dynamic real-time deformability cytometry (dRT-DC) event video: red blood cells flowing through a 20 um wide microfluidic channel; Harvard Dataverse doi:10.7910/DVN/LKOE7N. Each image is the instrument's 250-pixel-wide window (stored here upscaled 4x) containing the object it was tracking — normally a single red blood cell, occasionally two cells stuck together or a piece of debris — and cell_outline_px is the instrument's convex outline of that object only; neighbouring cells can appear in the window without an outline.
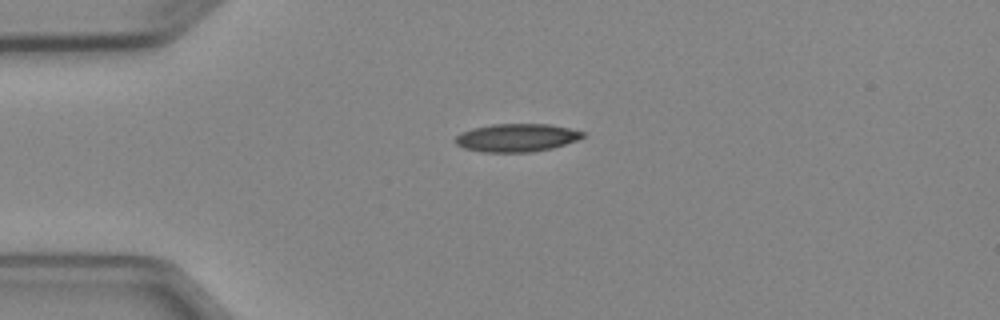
{"species": "Egyptian fruit bat (a non-hibernating species)", "species_latin": "Rousettus aegyptiacus", "temperature_condition": "cold", "stored_images_in_passage": 4, "camera_frame_rate_fps": 3000, "um_per_image_px": 0.085, "animal": {"sex": "female"}, "frame": {"image": 1, "passage_image": 1, "time_ms": 0.0, "image_size_px": [1000, 320], "cell_outline_px": [[584, 136], [576, 140], [552, 148], [532, 152], [484, 152], [464, 148], [456, 144], [452, 140], [460, 132], [472, 128], [492, 124], [548, 124], [568, 128], [584, 132]], "centroid_in_image_um": [43.85, 11.7], "position_along_channel_um": 41.1, "area_um2": 20.81}}
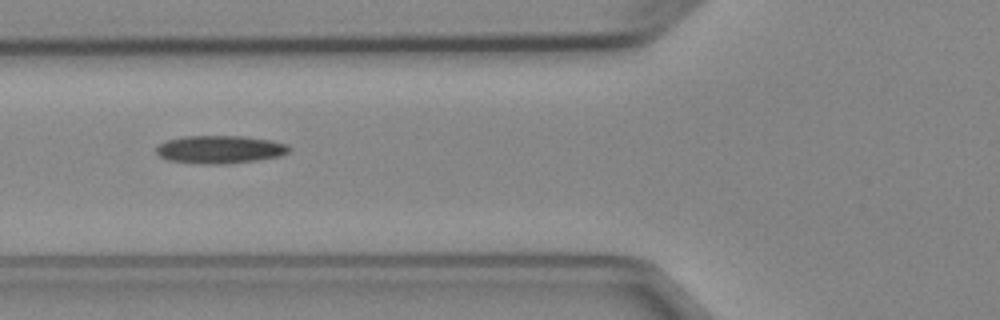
{"frame": {"image": 2, "passage_image": 3, "time_ms": 2.333, "image_size_px": [1000, 320], "cell_outline_px": [[292, 148], [288, 152], [280, 156], [256, 160], [228, 164], [204, 164], [168, 160], [160, 156], [156, 152], [156, 148], [164, 140], [184, 136], [244, 136], [272, 140], [288, 144]], "centroid_in_image_um": [18.71, 12.7], "position_along_channel_um": 107.1, "area_um2": 21.79}}